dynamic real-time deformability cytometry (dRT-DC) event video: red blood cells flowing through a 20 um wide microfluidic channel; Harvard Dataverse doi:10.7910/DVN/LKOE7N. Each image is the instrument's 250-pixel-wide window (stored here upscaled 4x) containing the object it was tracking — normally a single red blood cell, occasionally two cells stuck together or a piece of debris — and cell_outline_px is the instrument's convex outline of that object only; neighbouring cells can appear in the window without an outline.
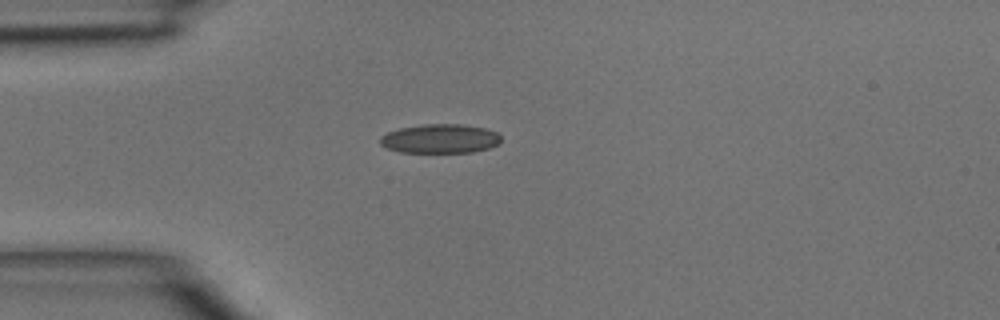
{"species": "common noctule bat (a hibernating species)", "species_latin": "Nyctalus noctula", "temperature_condition": "room temperature", "stored_images_in_passage": 1, "camera_frame_rate_fps": 3000, "um_per_image_px": 0.085, "animal": {"sex": "male", "body_mass_g": 15.6}, "frame": {"image": 1, "passage_image": 1, "time_ms": 0.0, "image_size_px": [1000, 320], "cell_outline_px": [[500, 144], [488, 148], [472, 152], [400, 152], [388, 148], [380, 144], [380, 136], [388, 132], [400, 128], [424, 124], [460, 124], [488, 128], [496, 132], [500, 136]], "centroid_in_image_um": [37.43, 11.78], "position_along_channel_um": 47.6, "area_um2": 20.52}}